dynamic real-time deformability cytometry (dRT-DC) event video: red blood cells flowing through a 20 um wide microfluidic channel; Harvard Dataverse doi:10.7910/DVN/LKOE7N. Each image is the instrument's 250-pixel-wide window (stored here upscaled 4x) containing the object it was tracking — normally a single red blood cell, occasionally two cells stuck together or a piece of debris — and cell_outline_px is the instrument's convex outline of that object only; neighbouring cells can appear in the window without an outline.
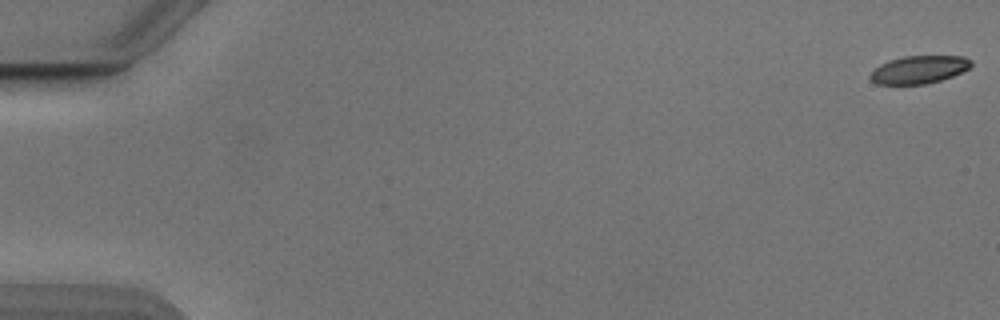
{"species": "Egyptian fruit bat (a non-hibernating species)", "species_latin": "Rousettus aegyptiacus", "temperature_condition": "cold", "stored_images_in_passage": 54, "camera_frame_rate_fps": 3000, "um_per_image_px": 0.085, "animal": {"sex": "male"}, "frame": {"image": 1, "passage_image": 1, "time_ms": 0.0, "image_size_px": [1000, 320], "cell_outline_px": [[972, 68], [952, 76], [940, 80], [924, 84], [876, 84], [868, 76], [880, 64], [888, 60], [904, 56], [964, 56], [972, 60]], "centroid_in_image_um": [78.14, 5.91], "position_along_channel_um": 6.9, "area_um2": 16.42}}
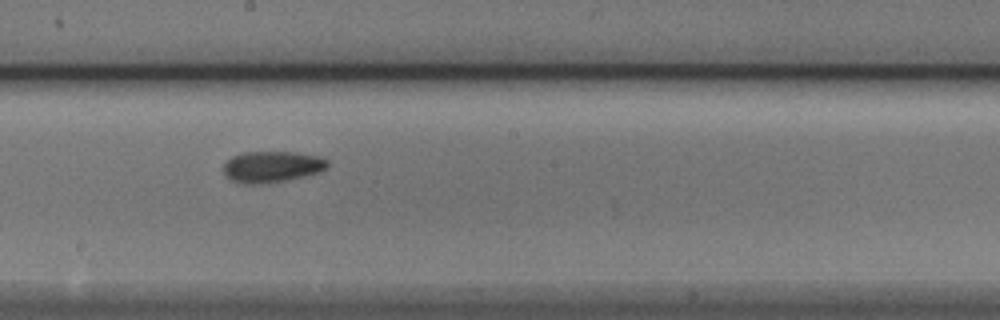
{"frame": {"image": 2, "passage_image": 31, "time_ms": 10.0, "image_size_px": [1000, 320], "cell_outline_px": [[328, 164], [320, 172], [288, 180], [260, 184], [240, 184], [224, 176], [224, 164], [232, 156], [244, 152], [292, 152], [320, 156], [328, 160]], "centroid_in_image_um": [23.09, 14.18], "position_along_channel_um": 225.1, "area_um2": 19.02}}
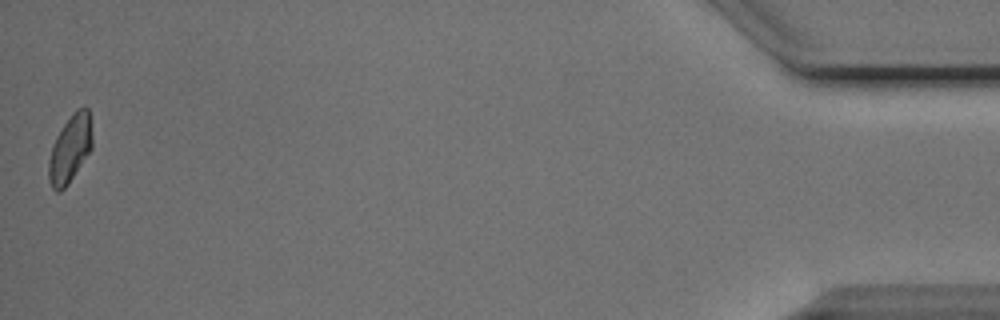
{"frame": {"image": 3, "passage_image": 54, "time_ms": 17.667, "image_size_px": [1000, 320], "cell_outline_px": [[92, 148], [68, 184], [60, 192], [56, 192], [52, 188], [48, 180], [48, 160], [52, 144], [56, 136], [72, 112], [76, 108], [84, 104], [88, 108], [92, 136]], "centroid_in_image_um": [5.94, 12.63], "position_along_channel_um": 429.3, "area_um2": 17.34}, "authors_computed_cell_mechanics": {"area_um2": 17.7735, "velocity_mm_per_s": 3.8508, "shape_relaxation_time_tau1_ms": 5.1723, "shape_relaxation_time_tau2_ms": 8.0391, "deformation_change_tau1": 0.1056, "deformation_change_tau2": 0.1414}}